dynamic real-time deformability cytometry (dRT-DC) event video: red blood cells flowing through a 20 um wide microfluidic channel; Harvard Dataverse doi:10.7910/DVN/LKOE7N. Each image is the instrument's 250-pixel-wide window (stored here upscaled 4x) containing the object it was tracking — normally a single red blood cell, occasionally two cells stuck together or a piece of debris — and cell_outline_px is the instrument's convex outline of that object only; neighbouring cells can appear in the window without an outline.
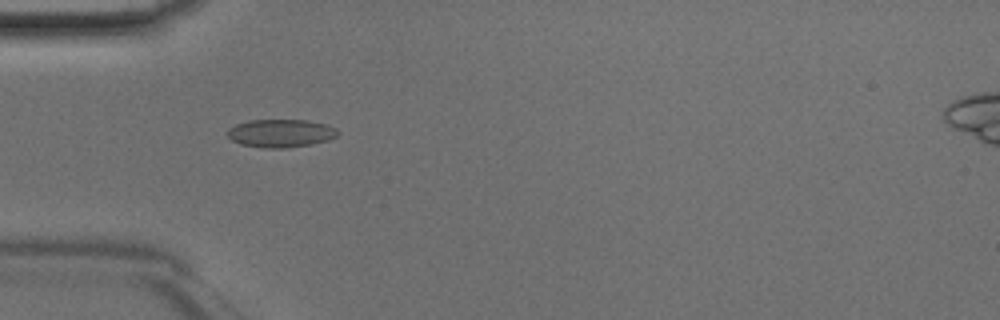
{"species": "Egyptian fruit bat (a non-hibernating species)", "species_latin": "Rousettus aegyptiacus", "temperature_condition": "room temperature", "stored_images_in_passage": 33, "camera_frame_rate_fps": 3000, "um_per_image_px": 0.085, "animal": {"sex": "male"}, "frame": {"image": 1, "passage_image": 1, "time_ms": 0.0, "image_size_px": [1000, 320], "cell_outline_px": [[340, 132], [336, 136], [328, 140], [312, 144], [288, 148], [264, 148], [240, 144], [232, 140], [228, 136], [228, 128], [236, 124], [248, 120], [308, 120], [328, 124], [336, 128]], "centroid_in_image_um": [23.88, 11.32], "position_along_channel_um": 61.1, "area_um2": 18.21}}
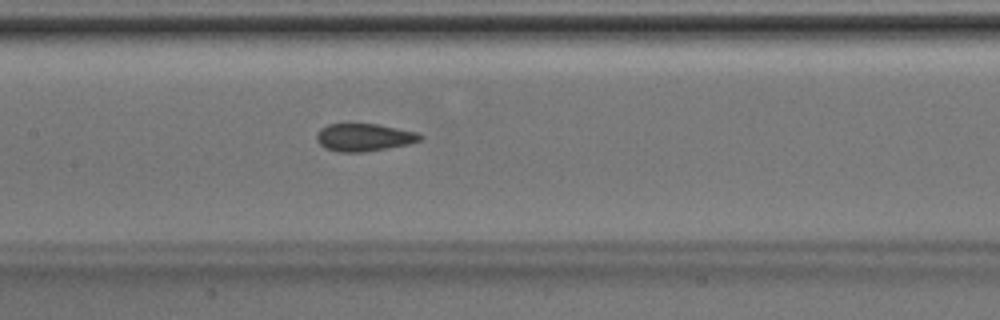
{"frame": {"image": 2, "passage_image": 9, "time_ms": 2.667, "image_size_px": [1000, 320], "cell_outline_px": [[424, 136], [420, 140], [408, 144], [388, 148], [364, 152], [340, 152], [324, 148], [316, 140], [316, 132], [320, 128], [328, 124], [376, 124], [420, 132]], "centroid_in_image_um": [30.94, 11.67], "position_along_channel_um": 176.5, "area_um2": 16.82}}
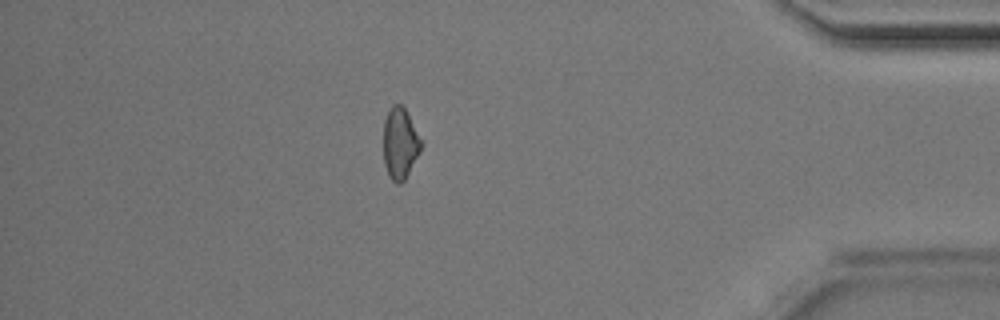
{"frame": {"image": 3, "passage_image": 27, "time_ms": 8.667, "image_size_px": [1000, 320], "cell_outline_px": [[420, 152], [404, 180], [400, 184], [396, 184], [388, 176], [384, 164], [384, 120], [392, 104], [400, 104], [404, 108], [420, 140]], "centroid_in_image_um": [33.96, 12.23], "position_along_channel_um": 401.2, "area_um2": 15.2}}